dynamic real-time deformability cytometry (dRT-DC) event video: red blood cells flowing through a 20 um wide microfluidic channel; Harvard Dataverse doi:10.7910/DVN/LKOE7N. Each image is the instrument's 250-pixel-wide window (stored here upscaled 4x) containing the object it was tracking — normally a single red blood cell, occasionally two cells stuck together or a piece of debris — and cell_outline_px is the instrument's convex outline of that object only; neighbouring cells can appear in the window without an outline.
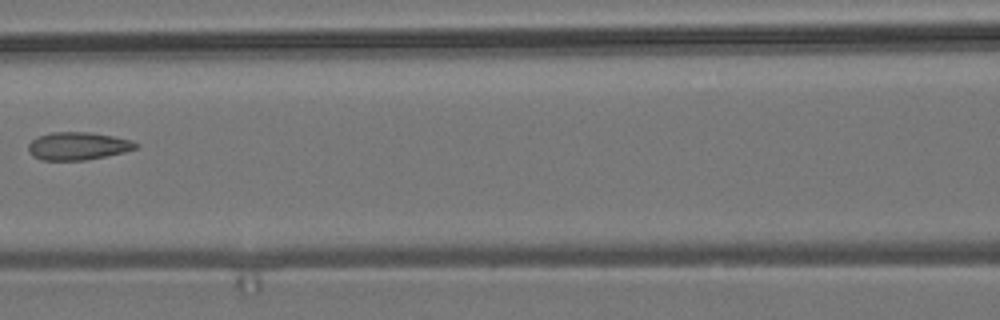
{"species": "common noctule bat (a hibernating species)", "species_latin": "Nyctalus noctula", "temperature_condition": "room temperature", "stored_images_in_passage": 5, "camera_frame_rate_fps": 3000, "um_per_image_px": 0.085, "animal": {"sex": "male", "body_mass_g": 19.2, "forearm_length_mm": 51.8}, "frame": {"image": 1, "passage_image": 4, "time_ms": 4.667, "image_size_px": [1000, 320], "cell_outline_px": [[140, 144], [136, 148], [124, 152], [84, 160], [40, 160], [32, 156], [28, 152], [28, 144], [32, 140], [40, 136], [52, 132], [88, 132], [112, 136], [132, 140]], "centroid_in_image_um": [6.6, 12.41], "position_along_channel_um": 160.0, "area_um2": 17.34}}
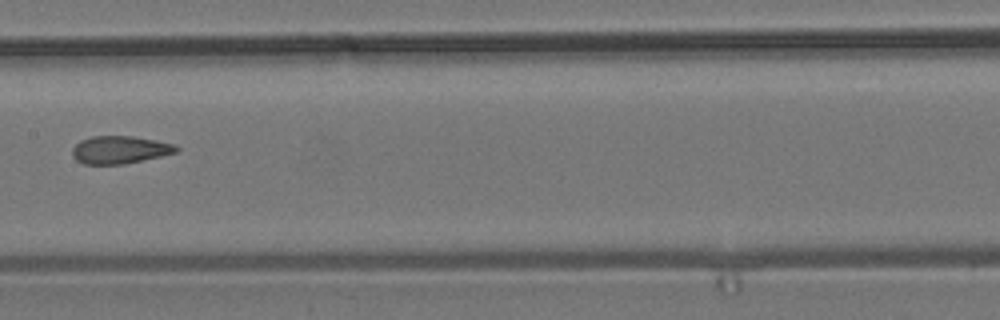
{"frame": {"image": 2, "passage_image": 5, "time_ms": 5.667, "image_size_px": [1000, 320], "cell_outline_px": [[180, 148], [176, 152], [160, 156], [124, 164], [84, 164], [76, 160], [72, 156], [72, 148], [80, 140], [92, 136], [132, 136], [156, 140], [176, 144]], "centroid_in_image_um": [10.17, 12.72], "position_along_channel_um": 197.2, "area_um2": 16.82}}